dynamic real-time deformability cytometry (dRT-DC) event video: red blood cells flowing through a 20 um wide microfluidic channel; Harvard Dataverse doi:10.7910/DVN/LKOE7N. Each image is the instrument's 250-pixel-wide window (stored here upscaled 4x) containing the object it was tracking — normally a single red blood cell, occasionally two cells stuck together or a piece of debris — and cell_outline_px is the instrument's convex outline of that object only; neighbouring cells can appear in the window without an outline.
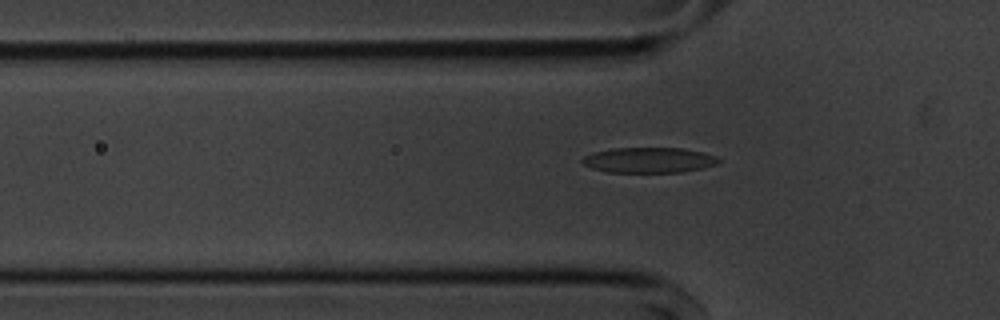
{"species": "common noctule bat (a hibernating species)", "species_latin": "Nyctalus noctula", "temperature_condition": "cold", "stored_images_in_passage": 45, "segment_of_instrument_passage": [1, 2], "camera_frame_rate_fps": 3000, "um_per_image_px": 0.085, "animal": {"sex": "male", "body_mass_g": 20.1, "forearm_length_mm": 53.5}, "frame": {"image": 1, "passage_image": 17, "time_ms": 5.333, "image_size_px": [1000, 320], "cell_outline_px": [[720, 160], [716, 164], [704, 168], [680, 172], [604, 172], [592, 168], [584, 164], [580, 160], [584, 156], [592, 152], [612, 148], [680, 148], [704, 152], [716, 156]], "centroid_in_image_um": [55.13, 13.61], "position_along_channel_um": 70.7, "area_um2": 20.23}}
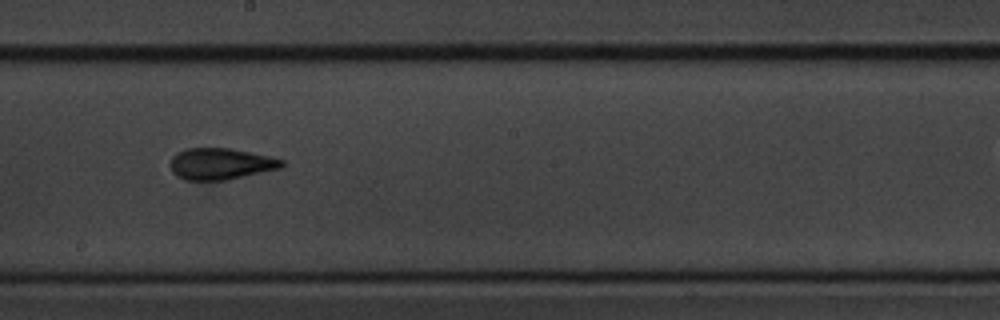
{"frame": {"image": 2, "passage_image": 30, "time_ms": 9.667, "image_size_px": [1000, 320], "cell_outline_px": [[284, 164], [280, 168], [228, 180], [184, 180], [176, 176], [172, 172], [172, 156], [176, 152], [184, 148], [228, 148], [268, 156], [284, 160]], "centroid_in_image_um": [18.73, 13.93], "position_along_channel_um": 229.5, "area_um2": 20.35}}
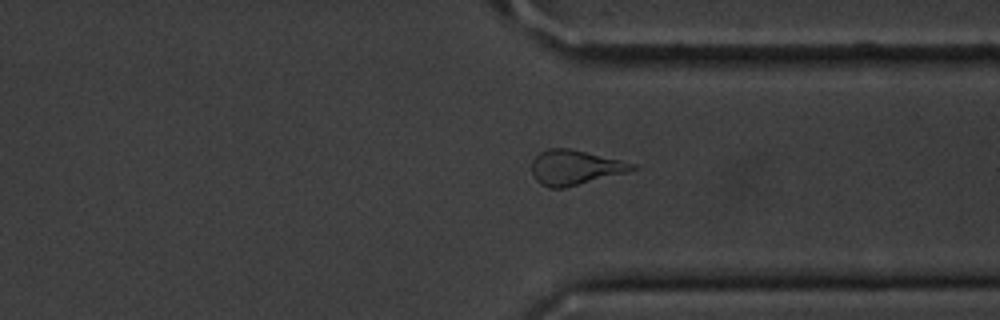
{"frame": {"image": 3, "passage_image": 41, "time_ms": 13.333, "image_size_px": [1000, 320], "cell_outline_px": [[640, 168], [564, 188], [548, 188], [540, 184], [536, 180], [532, 172], [532, 160], [540, 152], [548, 148], [568, 148], [620, 160], [636, 164]], "centroid_in_image_um": [48.83, 14.23], "position_along_channel_um": 362.6, "area_um2": 20.11}}